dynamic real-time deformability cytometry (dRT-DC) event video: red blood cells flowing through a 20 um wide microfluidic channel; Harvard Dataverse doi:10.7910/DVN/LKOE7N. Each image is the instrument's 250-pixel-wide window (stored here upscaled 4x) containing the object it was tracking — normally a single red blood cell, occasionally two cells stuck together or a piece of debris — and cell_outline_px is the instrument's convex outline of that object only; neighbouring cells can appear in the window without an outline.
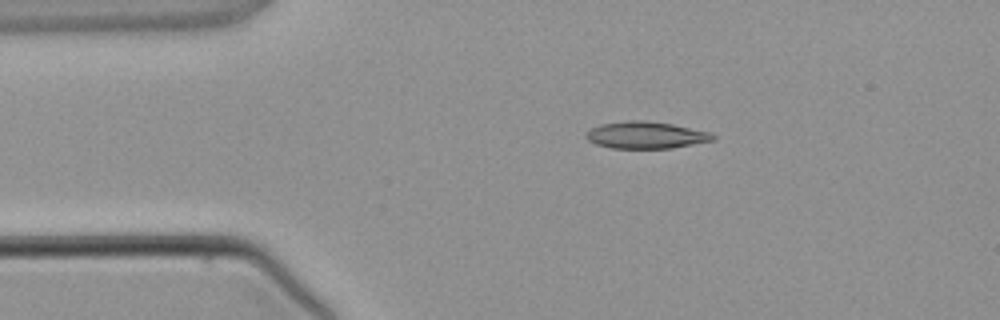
{"species": "common noctule bat (a hibernating species)", "species_latin": "Nyctalus noctula", "temperature_condition": "warm", "stored_images_in_passage": 4, "segment_of_instrument_passage": [1, 2], "camera_frame_rate_fps": 3000, "um_per_image_px": 0.085, "animal": {"sex": "male", "body_mass_g": 21.5, "forearm_length_mm": 52.0}, "frame": {"image": 1, "passage_image": 2, "time_ms": 2.0, "image_size_px": [1000, 320], "cell_outline_px": [[716, 140], [672, 148], [612, 148], [596, 144], [588, 140], [584, 136], [592, 128], [600, 124], [628, 120], [644, 120], [672, 124], [712, 132], [716, 136]], "centroid_in_image_um": [54.94, 11.48], "position_along_channel_um": 30.1, "area_um2": 20.0}}